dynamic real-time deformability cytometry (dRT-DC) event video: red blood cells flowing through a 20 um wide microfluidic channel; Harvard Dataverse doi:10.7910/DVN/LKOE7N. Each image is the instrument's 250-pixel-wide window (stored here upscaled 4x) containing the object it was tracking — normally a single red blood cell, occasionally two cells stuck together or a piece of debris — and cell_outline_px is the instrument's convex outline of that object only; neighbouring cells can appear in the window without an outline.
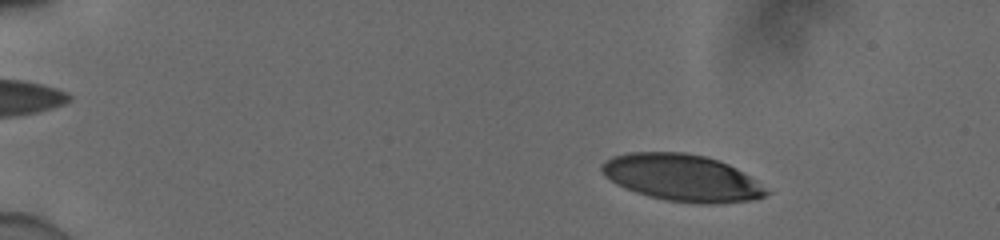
{"species": "human", "species_latin": "Homo sapiens", "temperature_condition": "cold", "stored_images_in_passage": 53, "camera_frame_rate_fps": 3000, "um_per_image_px": 0.085, "donor": {"sex": "male"}, "frame": {"image": 1, "passage_image": 8, "time_ms": 2.333, "image_size_px": [1000, 240], "cell_outline_px": [[772, 192], [756, 200], [716, 204], [696, 204], [664, 200], [648, 196], [624, 188], [616, 184], [604, 176], [600, 172], [600, 164], [604, 160], [612, 156], [628, 152], [684, 152], [704, 156], [728, 164], [736, 168]], "centroid_in_image_um": [57.93, 15.12], "position_along_channel_um": 27.1, "area_um2": 45.26}}
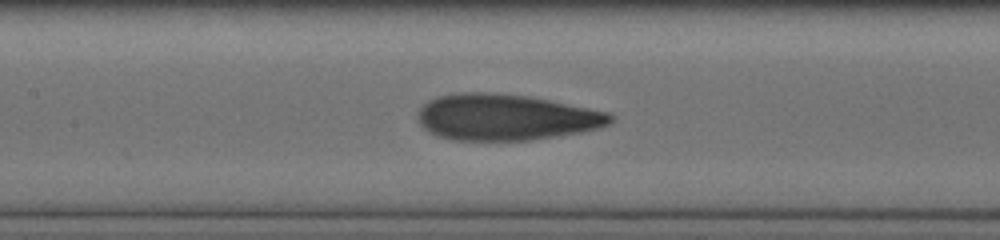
{"frame": {"image": 2, "passage_image": 27, "time_ms": 8.667, "image_size_px": [1000, 240], "cell_outline_px": [[616, 116], [608, 124], [596, 128], [580, 132], [532, 140], [452, 140], [436, 136], [424, 128], [420, 124], [416, 116], [420, 108], [428, 100], [436, 96], [460, 92], [492, 92], [528, 96], [608, 112]], "centroid_in_image_um": [42.94, 9.96], "position_along_channel_um": 164.5, "area_um2": 51.85}}
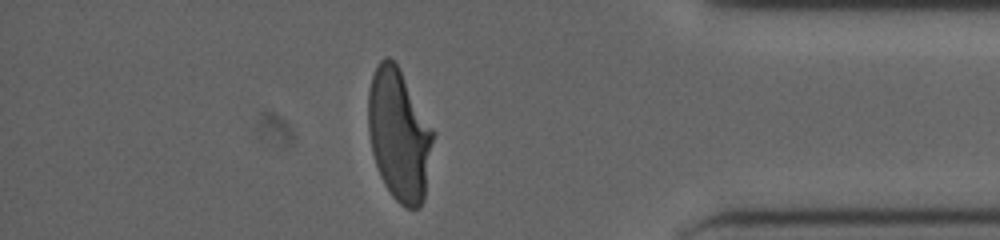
{"frame": {"image": 3, "passage_image": 47, "time_ms": 15.333, "image_size_px": [1000, 240], "cell_outline_px": [[436, 132], [424, 200], [416, 208], [408, 208], [400, 204], [392, 196], [384, 184], [380, 176], [372, 152], [368, 132], [368, 92], [372, 76], [380, 60], [384, 56], [388, 56], [396, 64]], "centroid_in_image_um": [33.94, 11.48], "position_along_channel_um": 401.3, "area_um2": 50.0}}